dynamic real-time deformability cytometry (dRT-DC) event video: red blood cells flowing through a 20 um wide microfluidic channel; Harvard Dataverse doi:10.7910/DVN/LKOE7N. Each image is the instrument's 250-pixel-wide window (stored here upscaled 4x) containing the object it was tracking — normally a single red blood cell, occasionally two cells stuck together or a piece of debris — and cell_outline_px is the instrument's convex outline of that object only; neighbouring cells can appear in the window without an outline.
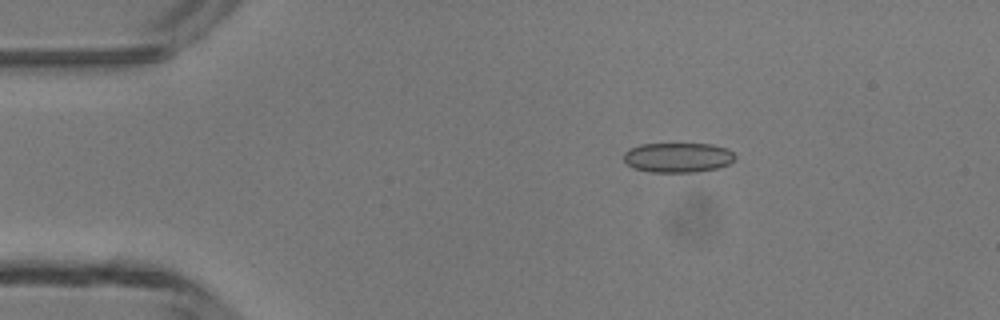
{"species": "common noctule bat (a hibernating species)", "species_latin": "Nyctalus noctula", "temperature_condition": "room temperature", "stored_images_in_passage": 47, "camera_frame_rate_fps": 3000, "um_per_image_px": 0.085, "animal": {"sex": "male", "body_mass_g": 13.3}, "frame": {"image": 1, "passage_image": 8, "time_ms": 2.333, "image_size_px": [1000, 320], "cell_outline_px": [[736, 160], [728, 164], [716, 168], [696, 172], [652, 172], [632, 168], [624, 160], [624, 152], [628, 148], [640, 144], [712, 144], [728, 148], [736, 156]], "centroid_in_image_um": [57.62, 13.38], "position_along_channel_um": 27.4, "area_um2": 19.48}}
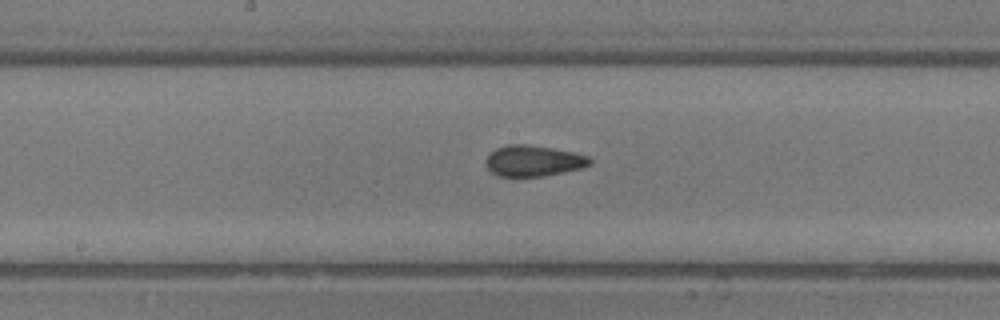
{"frame": {"image": 2, "passage_image": 24, "time_ms": 7.667, "image_size_px": [1000, 320], "cell_outline_px": [[592, 164], [580, 168], [544, 176], [496, 176], [484, 164], [488, 156], [496, 148], [508, 144], [528, 144], [552, 148], [572, 152], [588, 156], [592, 160]], "centroid_in_image_um": [45.32, 13.67], "position_along_channel_um": 202.9, "area_um2": 18.67}}
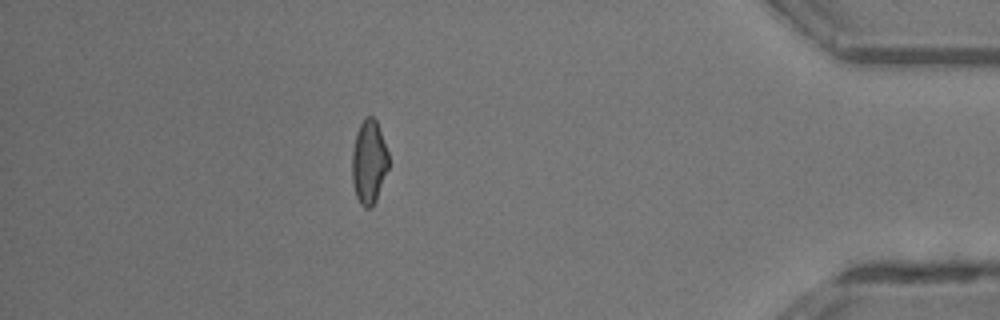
{"frame": {"image": 3, "passage_image": 41, "time_ms": 13.333, "image_size_px": [1000, 320], "cell_outline_px": [[388, 168], [376, 200], [372, 208], [364, 208], [360, 204], [356, 196], [352, 180], [352, 152], [356, 132], [364, 116], [372, 116], [376, 120], [388, 152]], "centroid_in_image_um": [31.35, 13.77], "position_along_channel_um": 403.9, "area_um2": 17.86}, "authors_computed_cell_mechanics": {"area_um2": 18.6694, "velocity_mm_per_s": 4.395, "shape_relaxation_time_tau1_ms": null, "shape_relaxation_time_tau2_ms": 1.5867, "deformation_change_tau1": null, "deformation_change_tau2": 0.074}}